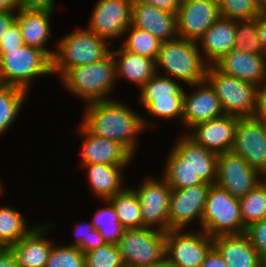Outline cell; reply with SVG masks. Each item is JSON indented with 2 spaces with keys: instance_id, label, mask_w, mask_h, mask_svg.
<instances>
[{
  "instance_id": "cell-28",
  "label": "cell",
  "mask_w": 266,
  "mask_h": 267,
  "mask_svg": "<svg viewBox=\"0 0 266 267\" xmlns=\"http://www.w3.org/2000/svg\"><path fill=\"white\" fill-rule=\"evenodd\" d=\"M87 168L90 189L103 200L122 192V168L126 165L83 164Z\"/></svg>"
},
{
  "instance_id": "cell-41",
  "label": "cell",
  "mask_w": 266,
  "mask_h": 267,
  "mask_svg": "<svg viewBox=\"0 0 266 267\" xmlns=\"http://www.w3.org/2000/svg\"><path fill=\"white\" fill-rule=\"evenodd\" d=\"M245 234L257 250L261 260L266 264V218L249 225Z\"/></svg>"
},
{
  "instance_id": "cell-12",
  "label": "cell",
  "mask_w": 266,
  "mask_h": 267,
  "mask_svg": "<svg viewBox=\"0 0 266 267\" xmlns=\"http://www.w3.org/2000/svg\"><path fill=\"white\" fill-rule=\"evenodd\" d=\"M231 151L258 170L261 178L264 177L266 175V123L255 117L238 118Z\"/></svg>"
},
{
  "instance_id": "cell-20",
  "label": "cell",
  "mask_w": 266,
  "mask_h": 267,
  "mask_svg": "<svg viewBox=\"0 0 266 267\" xmlns=\"http://www.w3.org/2000/svg\"><path fill=\"white\" fill-rule=\"evenodd\" d=\"M196 88L195 92L189 95L185 90L183 96L182 124L189 128L188 131L198 123L206 122L225 114L214 89L206 80L198 83Z\"/></svg>"
},
{
  "instance_id": "cell-25",
  "label": "cell",
  "mask_w": 266,
  "mask_h": 267,
  "mask_svg": "<svg viewBox=\"0 0 266 267\" xmlns=\"http://www.w3.org/2000/svg\"><path fill=\"white\" fill-rule=\"evenodd\" d=\"M49 226H34L26 236L9 247L19 267H45L53 246V242L43 237Z\"/></svg>"
},
{
  "instance_id": "cell-17",
  "label": "cell",
  "mask_w": 266,
  "mask_h": 267,
  "mask_svg": "<svg viewBox=\"0 0 266 267\" xmlns=\"http://www.w3.org/2000/svg\"><path fill=\"white\" fill-rule=\"evenodd\" d=\"M238 118L224 114L193 126V133L187 135L206 150L218 154L229 152L234 145L235 128Z\"/></svg>"
},
{
  "instance_id": "cell-27",
  "label": "cell",
  "mask_w": 266,
  "mask_h": 267,
  "mask_svg": "<svg viewBox=\"0 0 266 267\" xmlns=\"http://www.w3.org/2000/svg\"><path fill=\"white\" fill-rule=\"evenodd\" d=\"M112 54L116 64V75L128 78L127 80L140 88L159 71L155 60L132 53L123 47L112 51Z\"/></svg>"
},
{
  "instance_id": "cell-16",
  "label": "cell",
  "mask_w": 266,
  "mask_h": 267,
  "mask_svg": "<svg viewBox=\"0 0 266 267\" xmlns=\"http://www.w3.org/2000/svg\"><path fill=\"white\" fill-rule=\"evenodd\" d=\"M210 184L203 183L184 189L172 190L169 205L168 230L182 229L195 218L200 223Z\"/></svg>"
},
{
  "instance_id": "cell-2",
  "label": "cell",
  "mask_w": 266,
  "mask_h": 267,
  "mask_svg": "<svg viewBox=\"0 0 266 267\" xmlns=\"http://www.w3.org/2000/svg\"><path fill=\"white\" fill-rule=\"evenodd\" d=\"M60 77L67 90L83 98L87 104L112 100L108 94L118 77L114 55L111 51L97 62L67 69Z\"/></svg>"
},
{
  "instance_id": "cell-24",
  "label": "cell",
  "mask_w": 266,
  "mask_h": 267,
  "mask_svg": "<svg viewBox=\"0 0 266 267\" xmlns=\"http://www.w3.org/2000/svg\"><path fill=\"white\" fill-rule=\"evenodd\" d=\"M236 24L237 20L220 17L199 38L197 45H201V50L205 53L201 54L203 59L206 58L205 63L213 65L235 48Z\"/></svg>"
},
{
  "instance_id": "cell-42",
  "label": "cell",
  "mask_w": 266,
  "mask_h": 267,
  "mask_svg": "<svg viewBox=\"0 0 266 267\" xmlns=\"http://www.w3.org/2000/svg\"><path fill=\"white\" fill-rule=\"evenodd\" d=\"M21 31L18 23L15 21L10 29L6 31L4 38L0 41V50L18 49L23 45Z\"/></svg>"
},
{
  "instance_id": "cell-37",
  "label": "cell",
  "mask_w": 266,
  "mask_h": 267,
  "mask_svg": "<svg viewBox=\"0 0 266 267\" xmlns=\"http://www.w3.org/2000/svg\"><path fill=\"white\" fill-rule=\"evenodd\" d=\"M220 15L226 19L249 20L258 17L262 12L259 0H216Z\"/></svg>"
},
{
  "instance_id": "cell-31",
  "label": "cell",
  "mask_w": 266,
  "mask_h": 267,
  "mask_svg": "<svg viewBox=\"0 0 266 267\" xmlns=\"http://www.w3.org/2000/svg\"><path fill=\"white\" fill-rule=\"evenodd\" d=\"M166 167L162 175L172 190L184 189L204 182L195 176L186 161L181 159L172 149L168 154Z\"/></svg>"
},
{
  "instance_id": "cell-44",
  "label": "cell",
  "mask_w": 266,
  "mask_h": 267,
  "mask_svg": "<svg viewBox=\"0 0 266 267\" xmlns=\"http://www.w3.org/2000/svg\"><path fill=\"white\" fill-rule=\"evenodd\" d=\"M254 117L266 123V79L258 86L257 107Z\"/></svg>"
},
{
  "instance_id": "cell-39",
  "label": "cell",
  "mask_w": 266,
  "mask_h": 267,
  "mask_svg": "<svg viewBox=\"0 0 266 267\" xmlns=\"http://www.w3.org/2000/svg\"><path fill=\"white\" fill-rule=\"evenodd\" d=\"M45 267H85L84 253L75 246H52Z\"/></svg>"
},
{
  "instance_id": "cell-8",
  "label": "cell",
  "mask_w": 266,
  "mask_h": 267,
  "mask_svg": "<svg viewBox=\"0 0 266 267\" xmlns=\"http://www.w3.org/2000/svg\"><path fill=\"white\" fill-rule=\"evenodd\" d=\"M117 245L125 267L150 266L166 261L165 231L156 227L125 229Z\"/></svg>"
},
{
  "instance_id": "cell-46",
  "label": "cell",
  "mask_w": 266,
  "mask_h": 267,
  "mask_svg": "<svg viewBox=\"0 0 266 267\" xmlns=\"http://www.w3.org/2000/svg\"><path fill=\"white\" fill-rule=\"evenodd\" d=\"M200 267H227L221 254L213 246L207 253L204 262Z\"/></svg>"
},
{
  "instance_id": "cell-9",
  "label": "cell",
  "mask_w": 266,
  "mask_h": 267,
  "mask_svg": "<svg viewBox=\"0 0 266 267\" xmlns=\"http://www.w3.org/2000/svg\"><path fill=\"white\" fill-rule=\"evenodd\" d=\"M158 73L141 87L140 103L150 116L163 119L181 117L182 120L185 90L177 80Z\"/></svg>"
},
{
  "instance_id": "cell-11",
  "label": "cell",
  "mask_w": 266,
  "mask_h": 267,
  "mask_svg": "<svg viewBox=\"0 0 266 267\" xmlns=\"http://www.w3.org/2000/svg\"><path fill=\"white\" fill-rule=\"evenodd\" d=\"M261 173L251 167L244 158L232 151L218 154L216 185L227 190L233 197L247 195L263 179Z\"/></svg>"
},
{
  "instance_id": "cell-1",
  "label": "cell",
  "mask_w": 266,
  "mask_h": 267,
  "mask_svg": "<svg viewBox=\"0 0 266 267\" xmlns=\"http://www.w3.org/2000/svg\"><path fill=\"white\" fill-rule=\"evenodd\" d=\"M82 125L93 135L122 144L133 156L136 152V135L150 124L132 108L115 100L88 103Z\"/></svg>"
},
{
  "instance_id": "cell-10",
  "label": "cell",
  "mask_w": 266,
  "mask_h": 267,
  "mask_svg": "<svg viewBox=\"0 0 266 267\" xmlns=\"http://www.w3.org/2000/svg\"><path fill=\"white\" fill-rule=\"evenodd\" d=\"M165 242L166 261L172 267H200L213 247V237L203 230L184 233L171 229L165 232Z\"/></svg>"
},
{
  "instance_id": "cell-4",
  "label": "cell",
  "mask_w": 266,
  "mask_h": 267,
  "mask_svg": "<svg viewBox=\"0 0 266 267\" xmlns=\"http://www.w3.org/2000/svg\"><path fill=\"white\" fill-rule=\"evenodd\" d=\"M52 58V75L61 76L67 69L87 65L105 58L112 45L88 29L76 30L66 34L58 42Z\"/></svg>"
},
{
  "instance_id": "cell-53",
  "label": "cell",
  "mask_w": 266,
  "mask_h": 267,
  "mask_svg": "<svg viewBox=\"0 0 266 267\" xmlns=\"http://www.w3.org/2000/svg\"><path fill=\"white\" fill-rule=\"evenodd\" d=\"M1 184H2V183H0V194H1V191L3 190V189H2L3 187L1 186Z\"/></svg>"
},
{
  "instance_id": "cell-32",
  "label": "cell",
  "mask_w": 266,
  "mask_h": 267,
  "mask_svg": "<svg viewBox=\"0 0 266 267\" xmlns=\"http://www.w3.org/2000/svg\"><path fill=\"white\" fill-rule=\"evenodd\" d=\"M239 205L245 228L266 218V179L264 177L247 195L239 198Z\"/></svg>"
},
{
  "instance_id": "cell-29",
  "label": "cell",
  "mask_w": 266,
  "mask_h": 267,
  "mask_svg": "<svg viewBox=\"0 0 266 267\" xmlns=\"http://www.w3.org/2000/svg\"><path fill=\"white\" fill-rule=\"evenodd\" d=\"M108 200L114 206L119 222L124 229L146 227L143 224L138 196L132 188H125Z\"/></svg>"
},
{
  "instance_id": "cell-14",
  "label": "cell",
  "mask_w": 266,
  "mask_h": 267,
  "mask_svg": "<svg viewBox=\"0 0 266 267\" xmlns=\"http://www.w3.org/2000/svg\"><path fill=\"white\" fill-rule=\"evenodd\" d=\"M133 0H98L91 14L88 30L110 41L131 25Z\"/></svg>"
},
{
  "instance_id": "cell-47",
  "label": "cell",
  "mask_w": 266,
  "mask_h": 267,
  "mask_svg": "<svg viewBox=\"0 0 266 267\" xmlns=\"http://www.w3.org/2000/svg\"><path fill=\"white\" fill-rule=\"evenodd\" d=\"M17 13L14 11L0 12V41L4 38L6 31L10 29L12 24L16 21Z\"/></svg>"
},
{
  "instance_id": "cell-50",
  "label": "cell",
  "mask_w": 266,
  "mask_h": 267,
  "mask_svg": "<svg viewBox=\"0 0 266 267\" xmlns=\"http://www.w3.org/2000/svg\"><path fill=\"white\" fill-rule=\"evenodd\" d=\"M19 10V0H0V12Z\"/></svg>"
},
{
  "instance_id": "cell-6",
  "label": "cell",
  "mask_w": 266,
  "mask_h": 267,
  "mask_svg": "<svg viewBox=\"0 0 266 267\" xmlns=\"http://www.w3.org/2000/svg\"><path fill=\"white\" fill-rule=\"evenodd\" d=\"M201 230L209 236L243 234L239 198L216 184L210 185L201 220Z\"/></svg>"
},
{
  "instance_id": "cell-30",
  "label": "cell",
  "mask_w": 266,
  "mask_h": 267,
  "mask_svg": "<svg viewBox=\"0 0 266 267\" xmlns=\"http://www.w3.org/2000/svg\"><path fill=\"white\" fill-rule=\"evenodd\" d=\"M33 228L26 225L22 214L10 206H0V248H9Z\"/></svg>"
},
{
  "instance_id": "cell-21",
  "label": "cell",
  "mask_w": 266,
  "mask_h": 267,
  "mask_svg": "<svg viewBox=\"0 0 266 267\" xmlns=\"http://www.w3.org/2000/svg\"><path fill=\"white\" fill-rule=\"evenodd\" d=\"M222 73L259 86L266 79V56L232 49L213 64Z\"/></svg>"
},
{
  "instance_id": "cell-43",
  "label": "cell",
  "mask_w": 266,
  "mask_h": 267,
  "mask_svg": "<svg viewBox=\"0 0 266 267\" xmlns=\"http://www.w3.org/2000/svg\"><path fill=\"white\" fill-rule=\"evenodd\" d=\"M54 0H19V10L54 11Z\"/></svg>"
},
{
  "instance_id": "cell-19",
  "label": "cell",
  "mask_w": 266,
  "mask_h": 267,
  "mask_svg": "<svg viewBox=\"0 0 266 267\" xmlns=\"http://www.w3.org/2000/svg\"><path fill=\"white\" fill-rule=\"evenodd\" d=\"M77 131L84 135L81 150V164L127 165L133 155L119 142L98 137L82 124Z\"/></svg>"
},
{
  "instance_id": "cell-48",
  "label": "cell",
  "mask_w": 266,
  "mask_h": 267,
  "mask_svg": "<svg viewBox=\"0 0 266 267\" xmlns=\"http://www.w3.org/2000/svg\"><path fill=\"white\" fill-rule=\"evenodd\" d=\"M0 267H19L10 248H0Z\"/></svg>"
},
{
  "instance_id": "cell-36",
  "label": "cell",
  "mask_w": 266,
  "mask_h": 267,
  "mask_svg": "<svg viewBox=\"0 0 266 267\" xmlns=\"http://www.w3.org/2000/svg\"><path fill=\"white\" fill-rule=\"evenodd\" d=\"M235 48L252 54L265 55L258 35L257 17L249 20H237Z\"/></svg>"
},
{
  "instance_id": "cell-45",
  "label": "cell",
  "mask_w": 266,
  "mask_h": 267,
  "mask_svg": "<svg viewBox=\"0 0 266 267\" xmlns=\"http://www.w3.org/2000/svg\"><path fill=\"white\" fill-rule=\"evenodd\" d=\"M149 5H153L158 9L168 11L173 14H177L181 4V0H137Z\"/></svg>"
},
{
  "instance_id": "cell-13",
  "label": "cell",
  "mask_w": 266,
  "mask_h": 267,
  "mask_svg": "<svg viewBox=\"0 0 266 267\" xmlns=\"http://www.w3.org/2000/svg\"><path fill=\"white\" fill-rule=\"evenodd\" d=\"M134 192L137 194L143 224L146 227L154 228L162 231H168L169 205L172 189L168 183L162 178H147L141 183L139 188Z\"/></svg>"
},
{
  "instance_id": "cell-15",
  "label": "cell",
  "mask_w": 266,
  "mask_h": 267,
  "mask_svg": "<svg viewBox=\"0 0 266 267\" xmlns=\"http://www.w3.org/2000/svg\"><path fill=\"white\" fill-rule=\"evenodd\" d=\"M176 17L178 36L197 42L221 15L216 0H181Z\"/></svg>"
},
{
  "instance_id": "cell-38",
  "label": "cell",
  "mask_w": 266,
  "mask_h": 267,
  "mask_svg": "<svg viewBox=\"0 0 266 267\" xmlns=\"http://www.w3.org/2000/svg\"><path fill=\"white\" fill-rule=\"evenodd\" d=\"M85 267H125L117 244L103 246L84 253Z\"/></svg>"
},
{
  "instance_id": "cell-52",
  "label": "cell",
  "mask_w": 266,
  "mask_h": 267,
  "mask_svg": "<svg viewBox=\"0 0 266 267\" xmlns=\"http://www.w3.org/2000/svg\"><path fill=\"white\" fill-rule=\"evenodd\" d=\"M262 13H266V0H259Z\"/></svg>"
},
{
  "instance_id": "cell-7",
  "label": "cell",
  "mask_w": 266,
  "mask_h": 267,
  "mask_svg": "<svg viewBox=\"0 0 266 267\" xmlns=\"http://www.w3.org/2000/svg\"><path fill=\"white\" fill-rule=\"evenodd\" d=\"M205 80L214 89L225 114L254 117L258 86L226 75L214 65H208Z\"/></svg>"
},
{
  "instance_id": "cell-23",
  "label": "cell",
  "mask_w": 266,
  "mask_h": 267,
  "mask_svg": "<svg viewBox=\"0 0 266 267\" xmlns=\"http://www.w3.org/2000/svg\"><path fill=\"white\" fill-rule=\"evenodd\" d=\"M172 150L191 169L195 176H198L204 183L214 185L216 183L217 157L214 152L206 150L197 144L188 135L180 137Z\"/></svg>"
},
{
  "instance_id": "cell-3",
  "label": "cell",
  "mask_w": 266,
  "mask_h": 267,
  "mask_svg": "<svg viewBox=\"0 0 266 267\" xmlns=\"http://www.w3.org/2000/svg\"><path fill=\"white\" fill-rule=\"evenodd\" d=\"M196 41L177 37L162 42L156 60V68L165 69L163 76H174L191 86L205 81L208 64L204 63ZM159 65V66H158Z\"/></svg>"
},
{
  "instance_id": "cell-40",
  "label": "cell",
  "mask_w": 266,
  "mask_h": 267,
  "mask_svg": "<svg viewBox=\"0 0 266 267\" xmlns=\"http://www.w3.org/2000/svg\"><path fill=\"white\" fill-rule=\"evenodd\" d=\"M75 233L76 241L68 245L77 247L83 253L90 252L106 244L104 237L93 227L91 222L78 224Z\"/></svg>"
},
{
  "instance_id": "cell-51",
  "label": "cell",
  "mask_w": 266,
  "mask_h": 267,
  "mask_svg": "<svg viewBox=\"0 0 266 267\" xmlns=\"http://www.w3.org/2000/svg\"><path fill=\"white\" fill-rule=\"evenodd\" d=\"M143 267H172V266L167 261H164V262H160L154 265L143 266Z\"/></svg>"
},
{
  "instance_id": "cell-18",
  "label": "cell",
  "mask_w": 266,
  "mask_h": 267,
  "mask_svg": "<svg viewBox=\"0 0 266 267\" xmlns=\"http://www.w3.org/2000/svg\"><path fill=\"white\" fill-rule=\"evenodd\" d=\"M131 24L140 28L161 42L174 40L178 36L176 14L158 9L153 5L133 0Z\"/></svg>"
},
{
  "instance_id": "cell-35",
  "label": "cell",
  "mask_w": 266,
  "mask_h": 267,
  "mask_svg": "<svg viewBox=\"0 0 266 267\" xmlns=\"http://www.w3.org/2000/svg\"><path fill=\"white\" fill-rule=\"evenodd\" d=\"M103 201H106L108 206L99 209L91 223L104 237L106 243L118 244L125 229L121 226L117 213L111 202L109 200Z\"/></svg>"
},
{
  "instance_id": "cell-26",
  "label": "cell",
  "mask_w": 266,
  "mask_h": 267,
  "mask_svg": "<svg viewBox=\"0 0 266 267\" xmlns=\"http://www.w3.org/2000/svg\"><path fill=\"white\" fill-rule=\"evenodd\" d=\"M52 13L54 11L18 10L16 17L23 43L42 50L51 58H53L55 51L46 49L45 43L51 37L50 19Z\"/></svg>"
},
{
  "instance_id": "cell-33",
  "label": "cell",
  "mask_w": 266,
  "mask_h": 267,
  "mask_svg": "<svg viewBox=\"0 0 266 267\" xmlns=\"http://www.w3.org/2000/svg\"><path fill=\"white\" fill-rule=\"evenodd\" d=\"M28 91L11 85L0 84V136L15 121Z\"/></svg>"
},
{
  "instance_id": "cell-34",
  "label": "cell",
  "mask_w": 266,
  "mask_h": 267,
  "mask_svg": "<svg viewBox=\"0 0 266 267\" xmlns=\"http://www.w3.org/2000/svg\"><path fill=\"white\" fill-rule=\"evenodd\" d=\"M130 32L129 37L122 43V47L132 53L157 60L161 41L152 34L132 24L127 28L125 34Z\"/></svg>"
},
{
  "instance_id": "cell-22",
  "label": "cell",
  "mask_w": 266,
  "mask_h": 267,
  "mask_svg": "<svg viewBox=\"0 0 266 267\" xmlns=\"http://www.w3.org/2000/svg\"><path fill=\"white\" fill-rule=\"evenodd\" d=\"M213 246L227 267H266L245 233L214 236Z\"/></svg>"
},
{
  "instance_id": "cell-49",
  "label": "cell",
  "mask_w": 266,
  "mask_h": 267,
  "mask_svg": "<svg viewBox=\"0 0 266 267\" xmlns=\"http://www.w3.org/2000/svg\"><path fill=\"white\" fill-rule=\"evenodd\" d=\"M257 28L259 39L266 56V13H261L257 17Z\"/></svg>"
},
{
  "instance_id": "cell-5",
  "label": "cell",
  "mask_w": 266,
  "mask_h": 267,
  "mask_svg": "<svg viewBox=\"0 0 266 267\" xmlns=\"http://www.w3.org/2000/svg\"><path fill=\"white\" fill-rule=\"evenodd\" d=\"M44 74H52V58L42 50L26 44L18 49L0 50V84L28 91L31 81Z\"/></svg>"
}]
</instances>
